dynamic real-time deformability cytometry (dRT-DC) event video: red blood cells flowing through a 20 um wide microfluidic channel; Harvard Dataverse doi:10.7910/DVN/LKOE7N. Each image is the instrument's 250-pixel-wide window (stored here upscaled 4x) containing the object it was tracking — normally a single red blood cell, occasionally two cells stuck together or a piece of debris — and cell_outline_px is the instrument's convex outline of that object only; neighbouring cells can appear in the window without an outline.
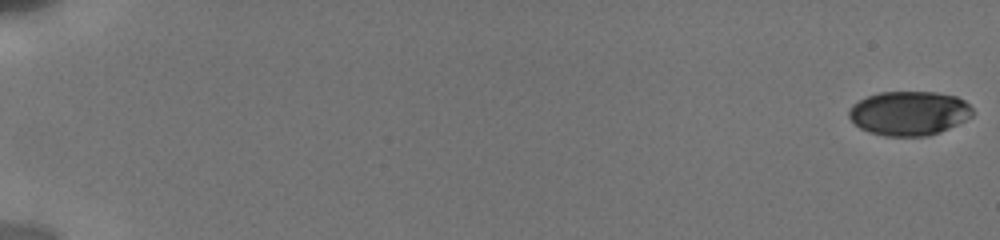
{"species": "human", "species_latin": "Homo sapiens", "temperature_condition": "cold", "stored_images_in_passage": 8, "camera_frame_rate_fps": 3000, "um_per_image_px": 0.085, "donor": {"sex": "male"}, "frame": {"image": 1, "passage_image": 1, "time_ms": 0.0, "image_size_px": [1000, 240], "cell_outline_px": [[972, 116], [940, 132], [928, 136], [884, 136], [868, 132], [860, 128], [848, 116], [848, 112], [852, 104], [868, 96], [880, 92], [936, 92], [956, 96], [964, 100], [972, 108]], "centroid_in_image_um": [77.25, 9.62], "position_along_channel_um": 7.7, "area_um2": 31.79}}
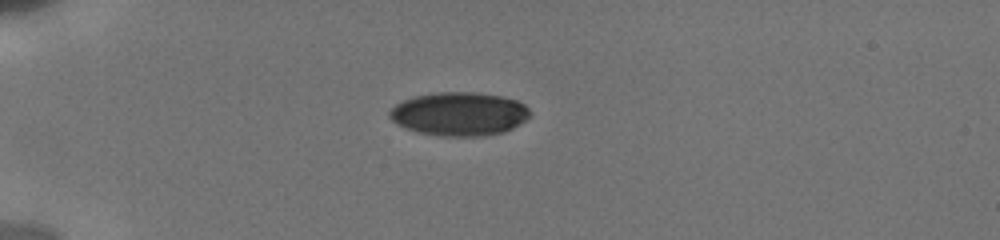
{"frame": {"image": 2, "passage_image": 6, "time_ms": 5.333, "image_size_px": [1000, 240], "cell_outline_px": [[528, 116], [524, 120], [512, 128], [504, 132], [484, 136], [440, 136], [416, 132], [404, 128], [392, 120], [388, 116], [388, 112], [396, 104], [412, 96], [436, 92], [476, 92], [500, 96], [516, 100], [524, 104], [528, 108]], "centroid_in_image_um": [38.99, 9.68], "position_along_channel_um": 46.0, "area_um2": 35.66}}
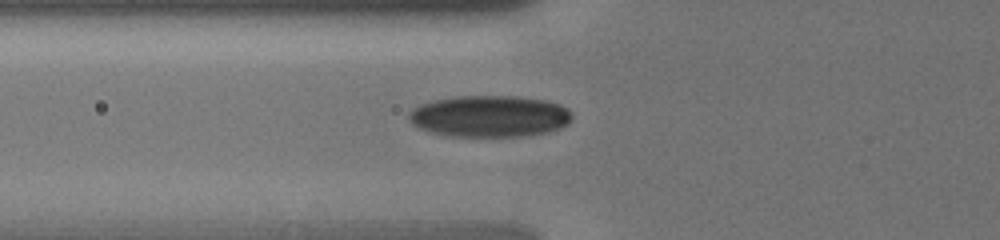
{"frame": {"image": 3, "passage_image": 8, "time_ms": 7.333, "image_size_px": [1000, 240], "cell_outline_px": [[572, 120], [568, 124], [560, 128], [548, 132], [520, 136], [452, 136], [432, 132], [416, 128], [408, 120], [408, 112], [412, 108], [420, 104], [436, 100], [456, 96], [520, 96], [548, 100], [560, 104], [572, 112]], "centroid_in_image_um": [41.62, 9.87], "position_along_channel_um": 84.2, "area_um2": 39.88}}